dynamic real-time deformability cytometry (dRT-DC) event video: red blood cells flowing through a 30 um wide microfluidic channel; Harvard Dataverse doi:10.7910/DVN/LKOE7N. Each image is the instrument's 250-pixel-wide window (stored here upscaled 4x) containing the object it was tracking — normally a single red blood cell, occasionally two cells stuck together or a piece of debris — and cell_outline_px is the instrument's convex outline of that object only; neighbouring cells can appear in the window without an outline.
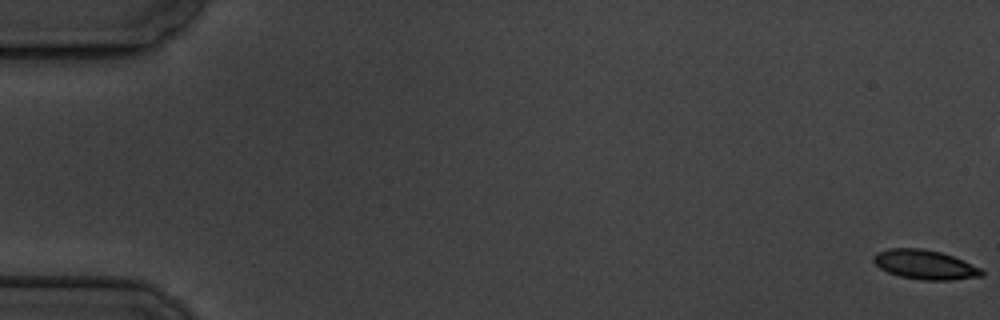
{"species": "common noctule bat (a hibernating species)", "species_latin": "Nyctalus noctula", "temperature_condition": "cold", "stored_images_in_passage": 7, "camera_frame_rate_fps": 3000, "um_per_image_px": 0.085, "animal": {"sex": "male", "body_mass_g": 19.5, "forearm_length_mm": 54.6}, "frame": {"image": 1, "passage_image": 1, "time_ms": 0.0, "image_size_px": [1000, 320], "cell_outline_px": [[984, 276], [952, 280], [924, 280], [900, 276], [888, 272], [880, 268], [872, 260], [872, 256], [876, 252], [888, 248], [924, 248], [940, 252], [964, 260], [980, 268], [984, 272]], "centroid_in_image_um": [78.61, 22.49], "position_along_channel_um": 6.4, "area_um2": 18.61}}
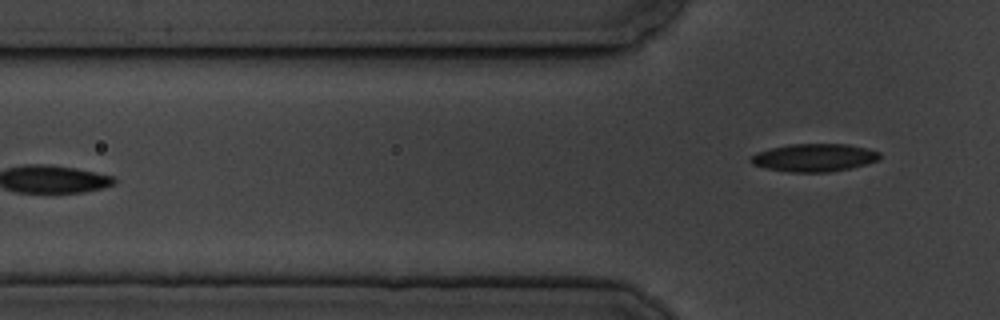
{"frame": {"image": 2, "passage_image": 7, "time_ms": 8.0, "image_size_px": [1000, 320], "cell_outline_px": [[880, 156], [876, 160], [868, 164], [828, 172], [788, 172], [764, 168], [752, 164], [748, 160], [748, 156], [756, 152], [772, 148], [792, 144], [848, 144], [868, 148], [880, 152]], "centroid_in_image_um": [69.16, 13.4], "position_along_channel_um": 56.6, "area_um2": 21.04}}